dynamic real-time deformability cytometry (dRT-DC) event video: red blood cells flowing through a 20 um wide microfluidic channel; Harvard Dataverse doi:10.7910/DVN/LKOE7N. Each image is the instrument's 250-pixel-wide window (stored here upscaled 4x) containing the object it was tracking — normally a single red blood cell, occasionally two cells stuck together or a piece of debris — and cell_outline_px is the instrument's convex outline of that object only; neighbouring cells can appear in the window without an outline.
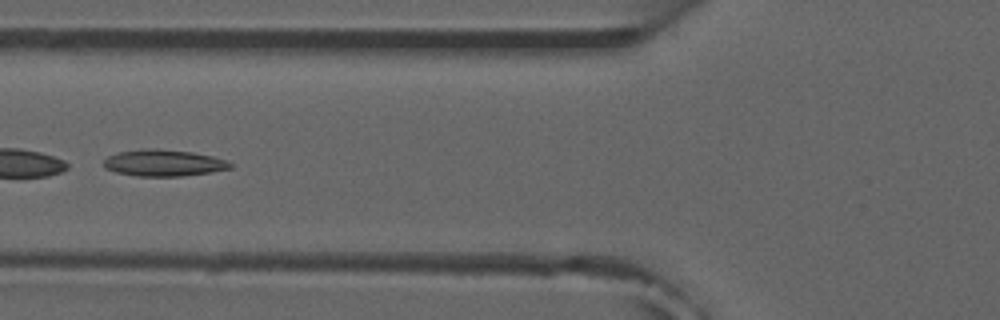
{"species": "common noctule bat (a hibernating species)", "species_latin": "Nyctalus noctula", "temperature_condition": "room temperature", "stored_images_in_passage": 6, "camera_frame_rate_fps": 3000, "um_per_image_px": 0.085, "animal": {"sex": "male", "forearm_length_mm": 52.5}, "frame": {"image": 1, "passage_image": 6, "time_ms": 6.0, "image_size_px": [1000, 320], "cell_outline_px": [[232, 168], [184, 176], [136, 176], [116, 172], [104, 168], [104, 160], [108, 156], [120, 152], [144, 148], [156, 148], [192, 152], [212, 156], [228, 160], [232, 164]], "centroid_in_image_um": [13.91, 13.84], "position_along_channel_um": 111.9, "area_um2": 19.59}}